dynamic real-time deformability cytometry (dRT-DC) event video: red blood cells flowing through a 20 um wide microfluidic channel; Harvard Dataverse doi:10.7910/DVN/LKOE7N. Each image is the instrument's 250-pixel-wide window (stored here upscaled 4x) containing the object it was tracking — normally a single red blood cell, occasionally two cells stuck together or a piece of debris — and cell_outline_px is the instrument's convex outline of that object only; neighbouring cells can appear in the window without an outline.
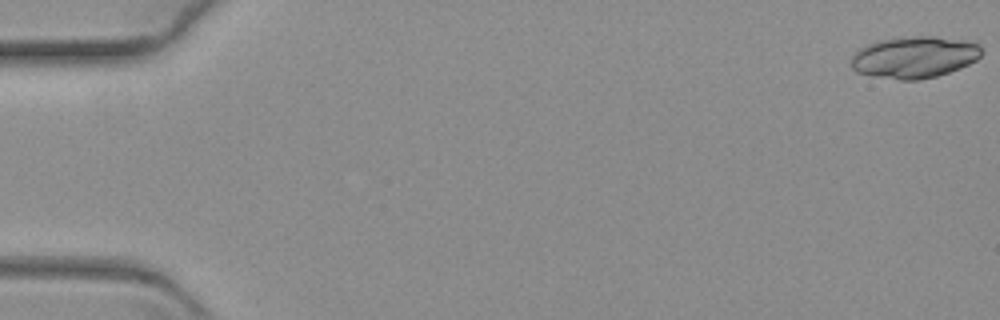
{"species": "common noctule bat (a hibernating species)", "species_latin": "Nyctalus noctula", "temperature_condition": "warm", "stored_images_in_passage": 12, "camera_frame_rate_fps": 3000, "um_per_image_px": 0.085, "animal": {"sex": "female", "body_mass_g": 19.3, "forearm_length_mm": 54.1}, "frame": {"image": 1, "passage_image": 1, "time_ms": 0.0, "image_size_px": [1000, 320], "cell_outline_px": [[980, 56], [976, 60], [960, 68], [936, 76], [920, 80], [900, 80], [872, 76], [856, 72], [852, 68], [852, 56], [864, 44], [876, 40], [912, 36], [936, 36], [964, 40], [980, 44]], "centroid_in_image_um": [77.69, 4.85], "position_along_channel_um": 7.3, "area_um2": 31.85}}